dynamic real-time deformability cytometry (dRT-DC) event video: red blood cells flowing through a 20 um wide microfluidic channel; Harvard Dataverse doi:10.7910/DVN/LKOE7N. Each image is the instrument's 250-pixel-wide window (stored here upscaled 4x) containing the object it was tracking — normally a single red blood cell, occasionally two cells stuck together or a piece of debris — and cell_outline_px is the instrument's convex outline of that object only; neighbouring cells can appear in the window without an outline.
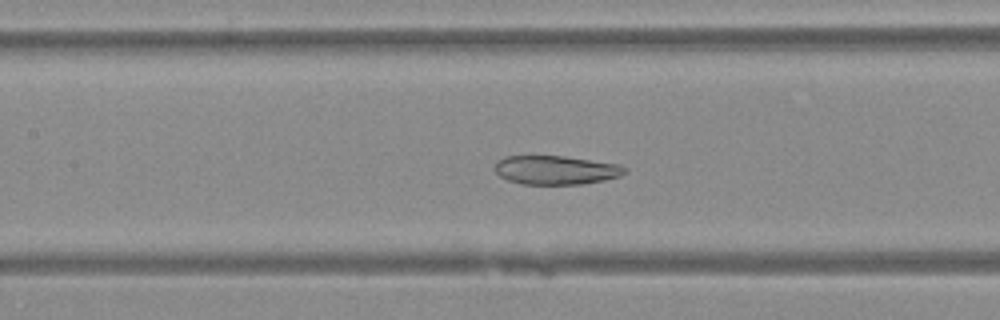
{"species": "Egyptian fruit bat (a non-hibernating species)", "species_latin": "Rousettus aegyptiacus", "temperature_condition": "warm", "stored_images_in_passage": 49, "camera_frame_rate_fps": 3000, "um_per_image_px": 0.085, "animal": {"sex": "female"}, "frame": {"image": 1, "passage_image": 22, "time_ms": 7.0, "image_size_px": [1000, 320], "cell_outline_px": [[628, 172], [620, 176], [604, 180], [584, 184], [520, 184], [508, 180], [500, 176], [496, 172], [496, 164], [504, 156], [564, 156], [620, 164], [628, 168]], "centroid_in_image_um": [47.31, 14.45], "position_along_channel_um": 160.1, "area_um2": 21.91}}
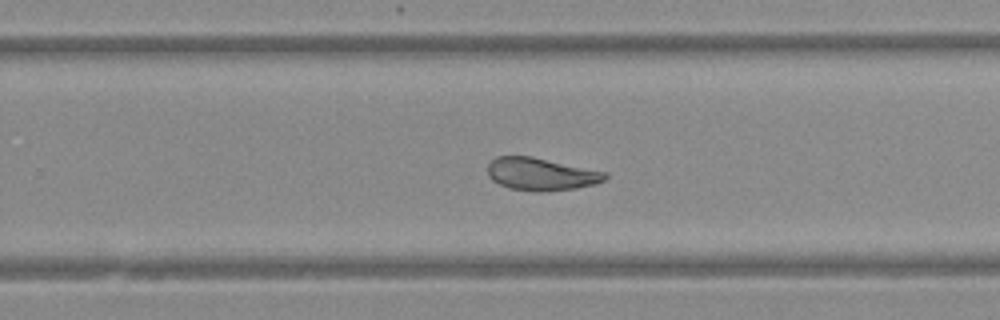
{"frame": {"image": 2, "passage_image": 31, "time_ms": 10.0, "image_size_px": [1000, 320], "cell_outline_px": [[608, 176], [604, 180], [596, 184], [576, 188], [544, 192], [536, 192], [508, 188], [492, 180], [488, 176], [488, 164], [496, 156], [532, 156], [608, 172]], "centroid_in_image_um": [46.0, 14.8], "position_along_channel_um": 283.8, "area_um2": 22.54}}
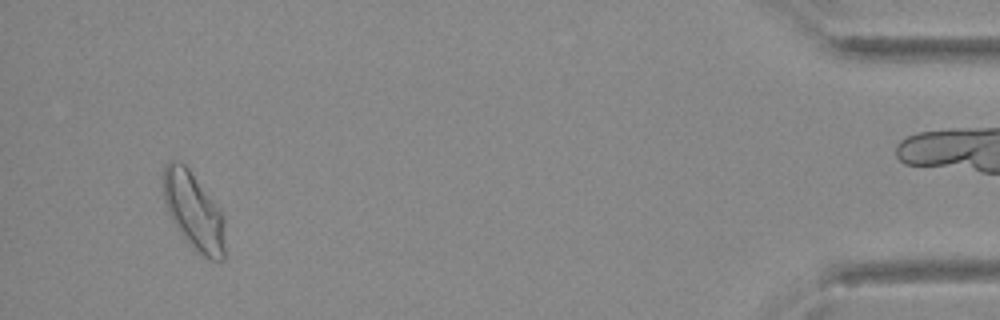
{"frame": {"image": 3, "passage_image": 46, "time_ms": 15.0, "image_size_px": [1000, 320], "cell_outline_px": [[224, 260], [212, 260], [196, 252], [192, 248], [180, 232], [172, 220], [168, 212], [164, 200], [164, 164], [168, 160], [180, 160], [188, 168], [224, 216]], "centroid_in_image_um": [16.45, 17.95], "position_along_channel_um": 418.7, "area_um2": 27.46}}